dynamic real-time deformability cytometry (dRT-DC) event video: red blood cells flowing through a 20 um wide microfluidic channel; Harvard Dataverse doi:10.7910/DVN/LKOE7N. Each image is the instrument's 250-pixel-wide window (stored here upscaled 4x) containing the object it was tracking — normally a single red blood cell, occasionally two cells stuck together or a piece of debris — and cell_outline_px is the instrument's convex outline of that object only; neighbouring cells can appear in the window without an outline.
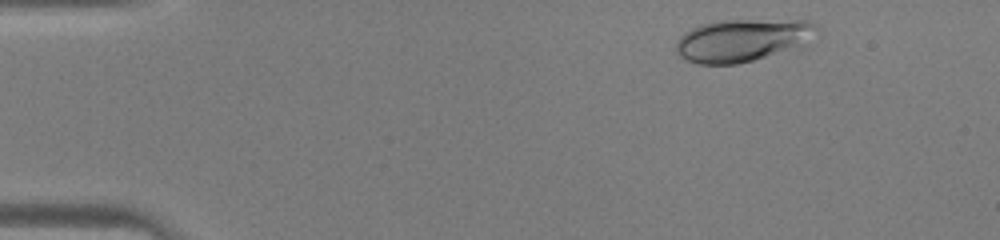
{"species": "human", "species_latin": "Homo sapiens", "temperature_condition": "warm", "stored_images_in_passage": 41, "camera_frame_rate_fps": 3000, "um_per_image_px": 0.085, "donor": {"sex": "male"}, "frame": {"image": 1, "passage_image": 3, "time_ms": 0.667, "image_size_px": [1000, 240], "cell_outline_px": [[820, 28], [804, 48], [736, 64], [700, 64], [688, 60], [680, 56], [676, 52], [676, 40], [684, 32], [700, 24], [716, 20], [808, 20], [816, 24]], "centroid_in_image_um": [63.18, 3.41], "position_along_channel_um": 21.8, "area_um2": 35.66}}
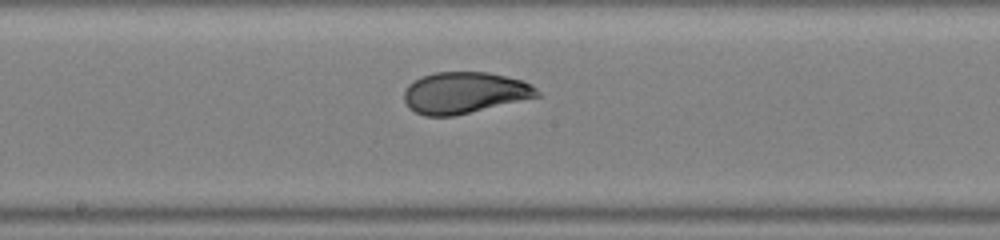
{"frame": {"image": 2, "passage_image": 21, "time_ms": 6.667, "image_size_px": [1000, 240], "cell_outline_px": [[540, 96], [456, 116], [424, 116], [408, 108], [404, 100], [404, 92], [408, 84], [412, 80], [420, 76], [436, 72], [488, 72], [524, 80], [532, 84], [540, 92]], "centroid_in_image_um": [39.47, 7.88], "position_along_channel_um": 208.7, "area_um2": 32.48}}
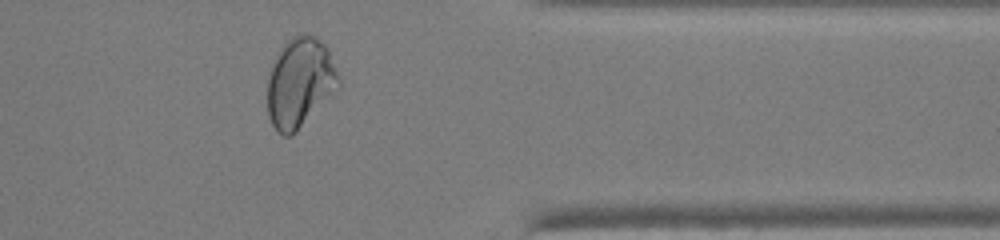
{"frame": {"image": 3, "passage_image": 33, "time_ms": 10.667, "image_size_px": [1000, 240], "cell_outline_px": [[340, 84], [336, 92], [296, 132], [288, 136], [284, 136], [272, 124], [268, 116], [268, 76], [276, 52], [292, 36], [316, 36], [328, 48], [340, 76]], "centroid_in_image_um": [25.51, 7.02], "position_along_channel_um": 385.9, "area_um2": 37.28}}